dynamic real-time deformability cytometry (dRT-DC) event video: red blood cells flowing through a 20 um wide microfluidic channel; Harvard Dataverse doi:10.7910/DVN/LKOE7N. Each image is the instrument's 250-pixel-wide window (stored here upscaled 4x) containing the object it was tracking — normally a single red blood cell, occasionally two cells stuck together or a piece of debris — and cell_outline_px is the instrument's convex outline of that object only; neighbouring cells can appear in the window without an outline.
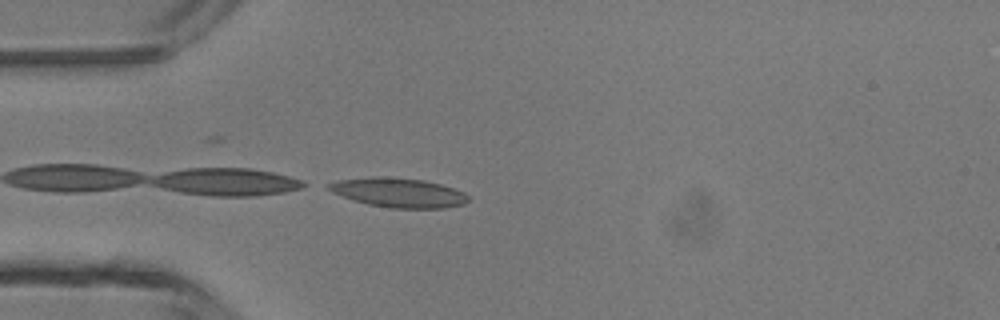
{"species": "common noctule bat (a hibernating species)", "species_latin": "Nyctalus noctula", "temperature_condition": "room temperature", "stored_images_in_passage": 12, "camera_frame_rate_fps": 3000, "um_per_image_px": 0.085, "animal": {"sex": "male", "body_mass_g": 13.3}, "frame": {"image": 1, "passage_image": 12, "time_ms": 3.667, "image_size_px": [1000, 320], "cell_outline_px": [[468, 200], [464, 204], [444, 208], [392, 208], [368, 204], [352, 200], [332, 192], [328, 188], [328, 184], [336, 180], [372, 176], [380, 176], [420, 180], [440, 184], [464, 192], [468, 196]], "centroid_in_image_um": [33.85, 16.37], "position_along_channel_um": 51.2, "area_um2": 23.7}}